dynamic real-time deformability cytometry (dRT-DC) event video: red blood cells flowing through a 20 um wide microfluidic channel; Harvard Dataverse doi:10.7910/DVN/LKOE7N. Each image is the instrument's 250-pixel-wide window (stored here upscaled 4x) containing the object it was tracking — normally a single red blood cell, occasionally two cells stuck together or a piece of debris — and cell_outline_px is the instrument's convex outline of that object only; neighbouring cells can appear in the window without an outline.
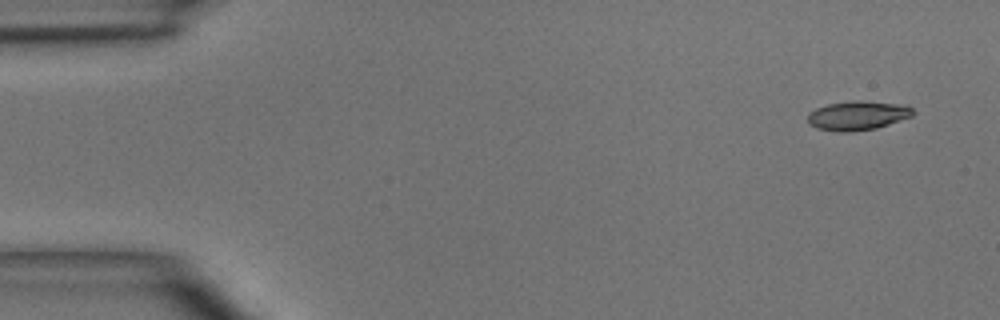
{"species": "common noctule bat (a hibernating species)", "species_latin": "Nyctalus noctula", "temperature_condition": "room temperature", "stored_images_in_passage": 4, "camera_frame_rate_fps": 3000, "um_per_image_px": 0.085, "animal": {"sex": "male", "body_mass_g": 15.6}, "frame": {"image": 1, "passage_image": 1, "time_ms": 0.0, "image_size_px": [1000, 320], "cell_outline_px": [[916, 112], [912, 116], [876, 128], [852, 132], [836, 132], [816, 128], [808, 124], [808, 112], [816, 108], [828, 104], [856, 100], [860, 100], [908, 104]], "centroid_in_image_um": [72.91, 9.81], "position_along_channel_um": 12.1, "area_um2": 18.21}}
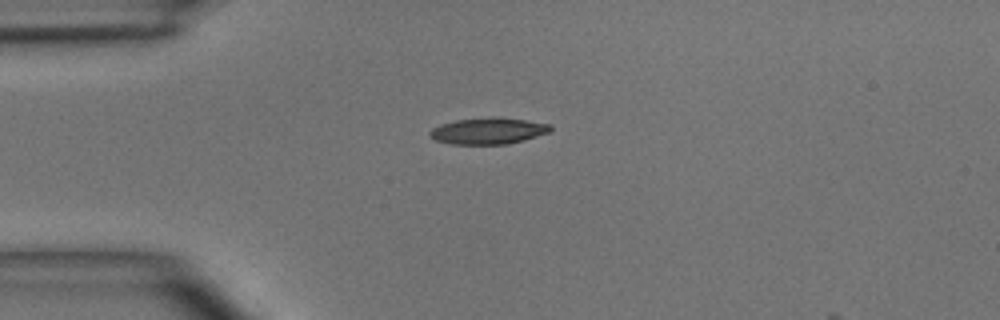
{"frame": {"image": 2, "passage_image": 3, "time_ms": 3.0, "image_size_px": [1000, 320], "cell_outline_px": [[552, 128], [548, 132], [524, 140], [508, 144], [452, 144], [436, 140], [428, 136], [428, 132], [432, 128], [440, 124], [456, 120], [496, 116], [552, 124]], "centroid_in_image_um": [41.47, 11.12], "position_along_channel_um": 43.5, "area_um2": 18.61}}